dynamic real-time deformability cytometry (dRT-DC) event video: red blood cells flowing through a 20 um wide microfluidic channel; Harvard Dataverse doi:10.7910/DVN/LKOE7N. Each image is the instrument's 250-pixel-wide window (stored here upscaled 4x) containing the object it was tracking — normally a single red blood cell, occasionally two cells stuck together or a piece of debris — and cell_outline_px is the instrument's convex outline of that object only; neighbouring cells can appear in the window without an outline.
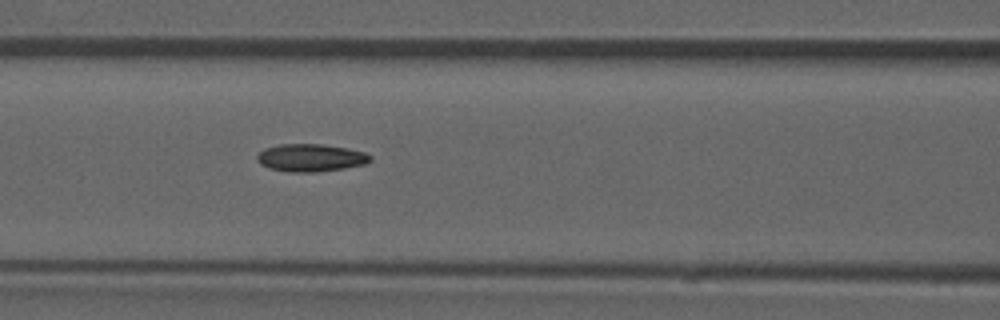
{"species": "common noctule bat (a hibernating species)", "species_latin": "Nyctalus noctula", "temperature_condition": "room temperature", "stored_images_in_passage": 53, "camera_frame_rate_fps": 3000, "um_per_image_px": 0.085, "animal": {"sex": "male", "forearm_length_mm": 52.5}, "frame": {"image": 1, "passage_image": 23, "time_ms": 7.333, "image_size_px": [1000, 320], "cell_outline_px": [[372, 160], [368, 164], [344, 168], [316, 172], [288, 172], [268, 168], [260, 164], [256, 160], [256, 156], [264, 148], [280, 144], [320, 144], [348, 148], [364, 152], [372, 156]], "centroid_in_image_um": [26.41, 13.41], "position_along_channel_um": 140.2, "area_um2": 18.44}, "authors_computed_cell_mechanics": {"area_um2": 17.8024, "velocity_mm_per_s": 3.9123, "shape_relaxation_time_tau1_ms": null, "shape_relaxation_time_tau2_ms": 4.7921, "deformation_change_tau1": null, "deformation_change_tau2": 0.1248}}